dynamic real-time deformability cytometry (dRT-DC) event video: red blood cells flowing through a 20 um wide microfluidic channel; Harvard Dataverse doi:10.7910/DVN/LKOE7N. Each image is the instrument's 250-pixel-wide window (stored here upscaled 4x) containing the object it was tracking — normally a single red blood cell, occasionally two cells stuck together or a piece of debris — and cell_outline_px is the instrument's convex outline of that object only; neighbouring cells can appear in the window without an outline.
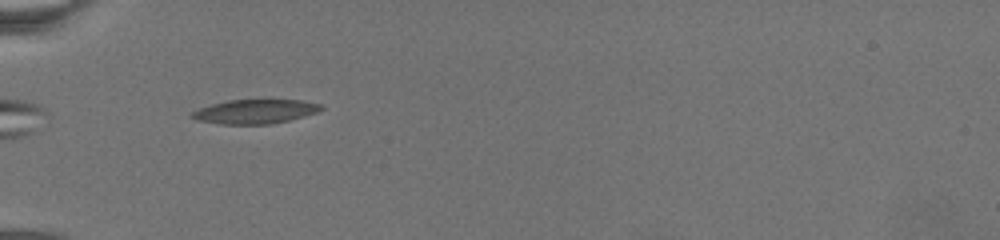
{"species": "common noctule bat (a hibernating species)", "species_latin": "Nyctalus noctula", "temperature_condition": "warm", "stored_images_in_passage": 9, "camera_frame_rate_fps": 3000, "um_per_image_px": 0.085, "animal": {"sex": "female", "body_mass_g": 19.5, "forearm_length_mm": 54.1}, "frame": {"image": 1, "passage_image": 1, "time_ms": 0.0, "image_size_px": [1000, 240], "cell_outline_px": [[324, 108], [316, 112], [288, 120], [268, 124], [220, 124], [196, 120], [188, 116], [192, 112], [200, 108], [212, 104], [228, 100], [300, 100], [320, 104]], "centroid_in_image_um": [21.63, 9.48], "position_along_channel_um": 63.4, "area_um2": 17.98}}